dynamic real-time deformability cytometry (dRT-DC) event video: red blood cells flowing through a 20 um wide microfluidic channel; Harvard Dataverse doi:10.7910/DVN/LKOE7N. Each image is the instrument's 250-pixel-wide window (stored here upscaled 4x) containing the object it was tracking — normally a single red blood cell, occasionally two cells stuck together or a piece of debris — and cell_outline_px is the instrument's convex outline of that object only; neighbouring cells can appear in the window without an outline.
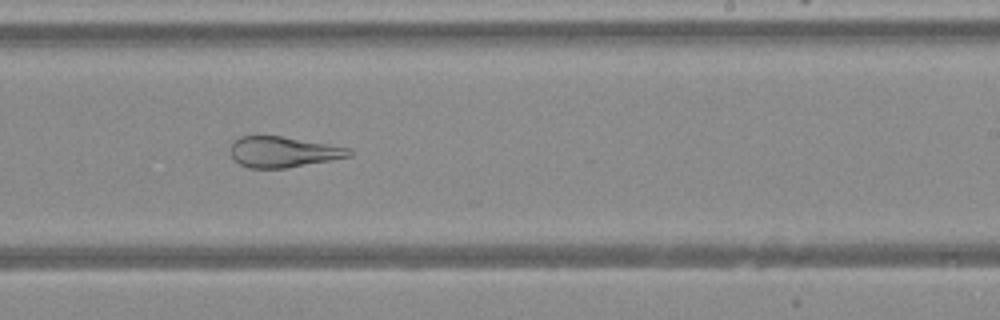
{"species": "Egyptian fruit bat (a non-hibernating species)", "species_latin": "Rousettus aegyptiacus", "temperature_condition": "warm", "stored_images_in_passage": 43, "camera_frame_rate_fps": 3000, "um_per_image_px": 0.085, "animal": {"sex": "female"}, "frame": {"image": 1, "passage_image": 25, "time_ms": 8.0, "image_size_px": [1000, 320], "cell_outline_px": [[352, 156], [284, 168], [248, 168], [240, 164], [232, 156], [232, 144], [240, 136], [280, 136], [352, 148]], "centroid_in_image_um": [24.1, 12.91], "position_along_channel_um": 264.9, "area_um2": 20.87}}
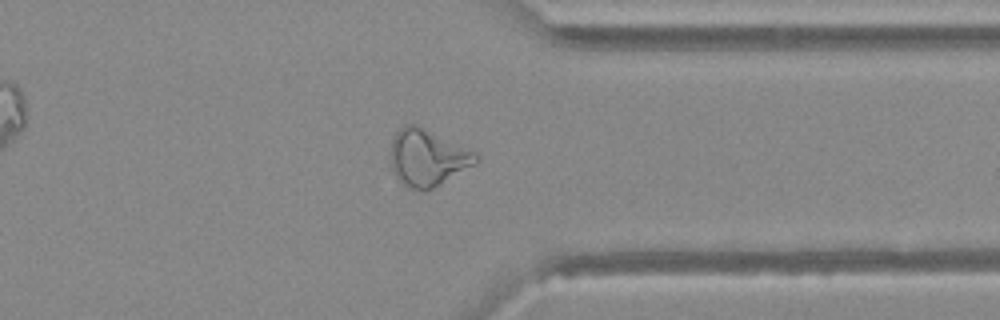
{"frame": {"image": 2, "passage_image": 33, "time_ms": 10.667, "image_size_px": [1000, 320], "cell_outline_px": [[480, 160], [476, 164], [432, 188], [404, 188], [396, 176], [392, 168], [392, 140], [396, 132], [400, 128], [408, 124], [420, 124], [476, 152], [480, 156]], "centroid_in_image_um": [36.37, 13.36], "position_along_channel_um": 375.0, "area_um2": 28.15}}
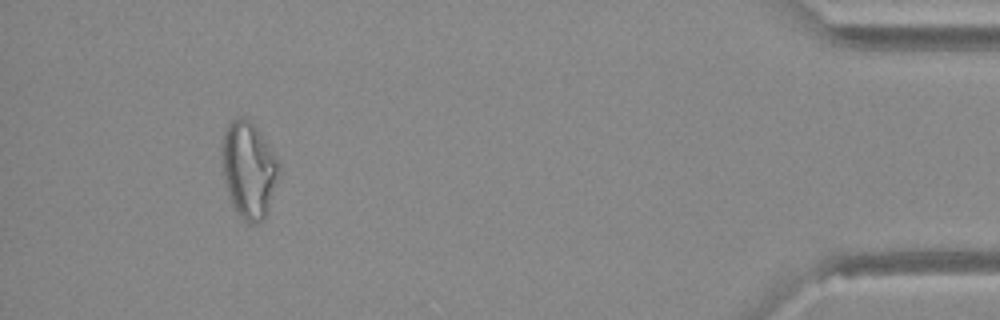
{"frame": {"image": 3, "passage_image": 40, "time_ms": 13.0, "image_size_px": [1000, 320], "cell_outline_px": [[276, 180], [268, 212], [264, 220], [256, 224], [248, 224], [236, 212], [232, 204], [228, 192], [224, 172], [220, 148], [224, 132], [228, 124], [236, 116], [244, 116], [252, 120], [276, 156]], "centroid_in_image_um": [21.11, 14.4], "position_along_channel_um": 414.1, "area_um2": 31.73}}